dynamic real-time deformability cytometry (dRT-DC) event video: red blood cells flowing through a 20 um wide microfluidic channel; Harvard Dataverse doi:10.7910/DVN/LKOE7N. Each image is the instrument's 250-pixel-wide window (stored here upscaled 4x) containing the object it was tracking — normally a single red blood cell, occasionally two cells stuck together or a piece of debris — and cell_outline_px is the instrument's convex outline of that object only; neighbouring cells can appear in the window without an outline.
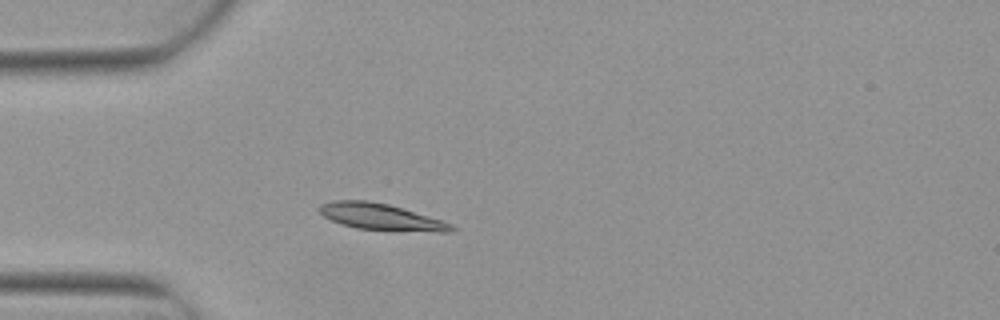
{"species": "Egyptian fruit bat (a non-hibernating species)", "species_latin": "Rousettus aegyptiacus", "temperature_condition": "warm", "stored_images_in_passage": 3, "camera_frame_rate_fps": 3000, "um_per_image_px": 0.085, "animal": {"sex": "female"}, "frame": {"image": 1, "passage_image": 3, "time_ms": 0.667, "image_size_px": [1000, 320], "cell_outline_px": [[456, 228], [452, 232], [436, 232], [356, 228], [340, 224], [324, 216], [316, 208], [320, 204], [332, 200], [368, 200], [388, 204], [444, 220], [452, 224]], "centroid_in_image_um": [32.38, 18.42], "position_along_channel_um": 52.6, "area_um2": 20.4}}